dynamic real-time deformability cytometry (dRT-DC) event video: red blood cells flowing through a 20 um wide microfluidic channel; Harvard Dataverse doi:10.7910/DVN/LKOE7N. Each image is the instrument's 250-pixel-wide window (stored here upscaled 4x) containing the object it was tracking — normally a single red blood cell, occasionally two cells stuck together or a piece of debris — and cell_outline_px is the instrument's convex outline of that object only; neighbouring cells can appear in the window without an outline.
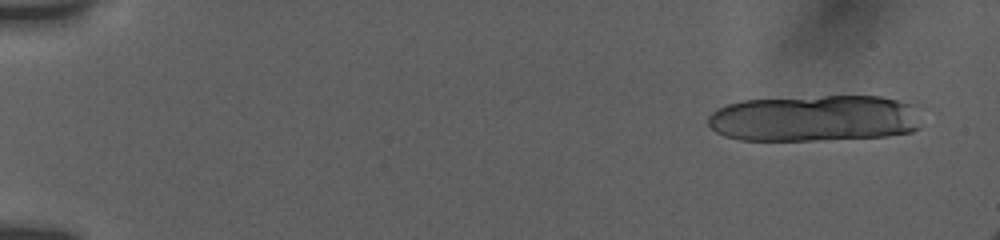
{"species": "human", "species_latin": "Homo sapiens", "temperature_condition": "room temperature", "stored_images_in_passage": 26, "camera_frame_rate_fps": 3000, "um_per_image_px": 0.085, "donor": {"sex": "female"}, "frame": {"image": 1, "passage_image": 4, "time_ms": 0.667, "image_size_px": [1000, 240], "cell_outline_px": [[920, 128], [912, 132], [888, 136], [816, 140], [740, 140], [724, 136], [716, 132], [708, 124], [708, 116], [716, 108], [740, 100], [824, 96], [880, 96], [916, 104], [920, 108]], "centroid_in_image_um": [69.29, 10.05], "position_along_channel_um": 15.7, "area_um2": 58.61}}
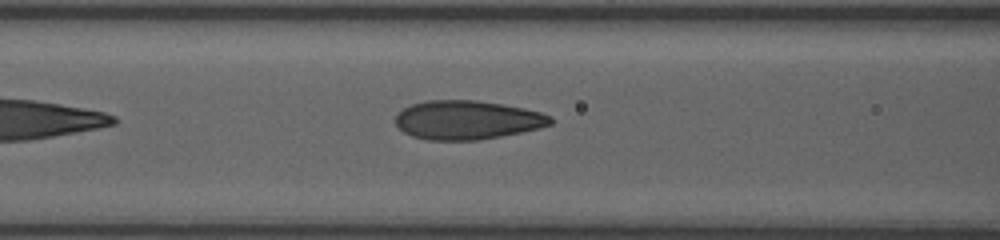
{"frame": {"image": 2, "passage_image": 24, "time_ms": 8.0, "image_size_px": [1000, 240], "cell_outline_px": [[552, 124], [540, 128], [500, 136], [476, 140], [428, 140], [412, 136], [404, 132], [396, 124], [396, 116], [404, 108], [412, 104], [428, 100], [476, 100], [524, 108], [540, 112], [552, 116]], "centroid_in_image_um": [39.72, 10.2], "position_along_channel_um": 126.9, "area_um2": 34.91}}
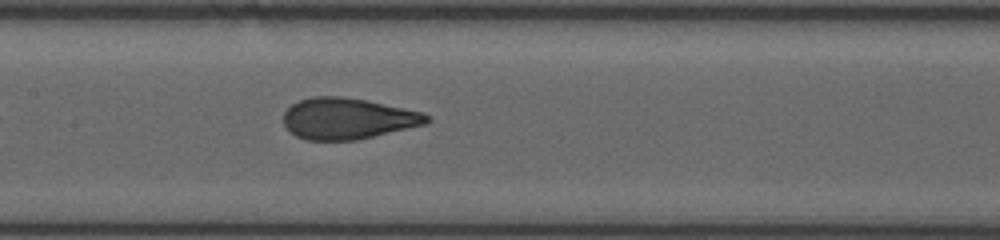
{"frame": {"image": 3, "passage_image": 26, "time_ms": 9.333, "image_size_px": [1000, 240], "cell_outline_px": [[432, 120], [424, 124], [356, 140], [308, 140], [296, 136], [284, 124], [284, 112], [292, 104], [300, 100], [312, 96], [340, 96], [364, 100], [424, 112]], "centroid_in_image_um": [29.54, 10.07], "position_along_channel_um": 177.9, "area_um2": 33.99}}